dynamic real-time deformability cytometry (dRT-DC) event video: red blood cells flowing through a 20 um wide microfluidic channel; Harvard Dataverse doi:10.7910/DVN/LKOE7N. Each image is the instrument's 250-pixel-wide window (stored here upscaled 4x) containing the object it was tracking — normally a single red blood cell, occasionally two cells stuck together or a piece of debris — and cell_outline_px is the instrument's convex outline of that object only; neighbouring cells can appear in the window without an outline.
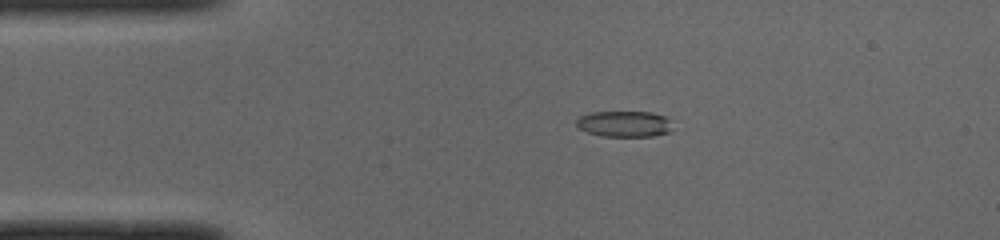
{"species": "common noctule bat (a hibernating species)", "species_latin": "Nyctalus noctula", "temperature_condition": "cold", "stored_images_in_passage": 38, "camera_frame_rate_fps": 3000, "um_per_image_px": 0.085, "animal": {"sex": "male", "body_mass_g": 19.0, "forearm_length_mm": 50.8}, "frame": {"image": 1, "passage_image": 5, "time_ms": 1.333, "image_size_px": [1000, 240], "cell_outline_px": [[668, 132], [652, 136], [604, 136], [588, 132], [576, 128], [576, 120], [580, 116], [592, 112], [652, 112], [664, 116], [668, 120]], "centroid_in_image_um": [52.98, 10.52], "position_along_channel_um": 32.0, "area_um2": 14.28}}
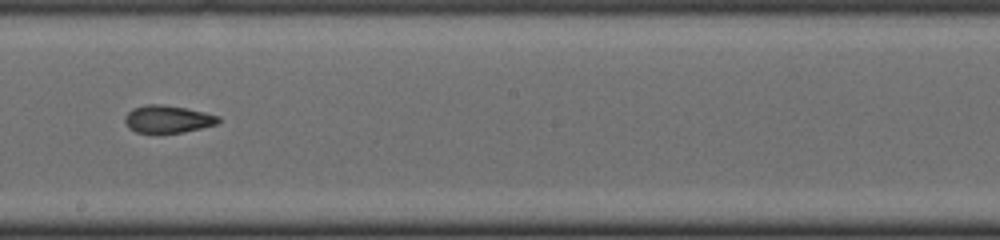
{"frame": {"image": 2, "passage_image": 23, "time_ms": 7.333, "image_size_px": [1000, 240], "cell_outline_px": [[220, 120], [216, 124], [184, 132], [136, 132], [128, 128], [124, 120], [124, 116], [132, 108], [144, 104], [160, 104], [184, 108], [204, 112], [220, 116]], "centroid_in_image_um": [14.22, 10.11], "position_along_channel_um": 234.0, "area_um2": 14.85}}
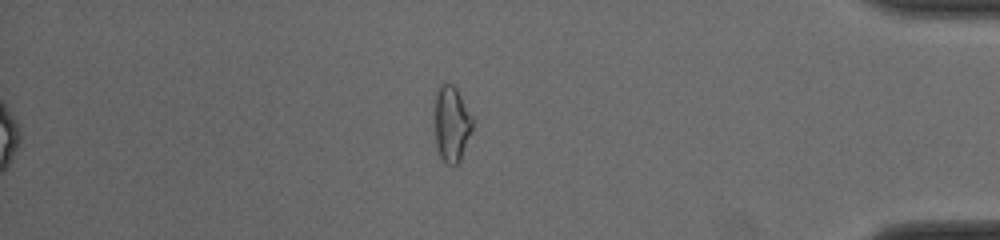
{"frame": {"image": 3, "passage_image": 38, "time_ms": 12.333, "image_size_px": [1000, 240], "cell_outline_px": [[472, 128], [460, 160], [456, 164], [444, 164], [436, 148], [432, 112], [436, 88], [440, 84], [452, 84], [456, 88], [472, 116]], "centroid_in_image_um": [38.31, 10.5], "position_along_channel_um": 396.9, "area_um2": 17.22}, "authors_computed_cell_mechanics": {"area_um2": 15.5482, "velocity_mm_per_s": 3.9981, "shape_relaxation_time_tau1_ms": null, "shape_relaxation_time_tau2_ms": 2.0342, "deformation_change_tau1": null, "deformation_change_tau2": 0.0719}}